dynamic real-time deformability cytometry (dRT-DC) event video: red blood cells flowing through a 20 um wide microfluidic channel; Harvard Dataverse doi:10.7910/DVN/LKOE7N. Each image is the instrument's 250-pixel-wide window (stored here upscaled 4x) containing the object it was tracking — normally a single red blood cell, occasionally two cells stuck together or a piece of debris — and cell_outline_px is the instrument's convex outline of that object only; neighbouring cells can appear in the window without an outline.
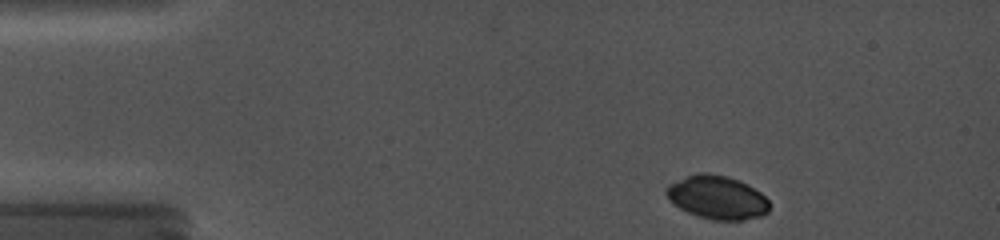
{"species": "common noctule bat (a hibernating species)", "species_latin": "Nyctalus noctula", "temperature_condition": "cold", "stored_images_in_passage": 82, "camera_frame_rate_fps": 5000, "um_per_image_px": 0.085, "animal": {"sex": "female", "body_mass_g": 19.0, "forearm_length_mm": 56.7}, "frame": {"image": 1, "passage_image": 2, "time_ms": 0.2, "image_size_px": [1000, 240], "cell_outline_px": [[768, 212], [760, 216], [744, 220], [712, 220], [696, 216], [680, 208], [664, 192], [668, 184], [688, 176], [700, 172], [708, 172], [728, 176], [740, 180], [748, 184], [760, 192], [768, 200]], "centroid_in_image_um": [60.97, 16.77], "position_along_channel_um": 24.0, "area_um2": 26.07}}
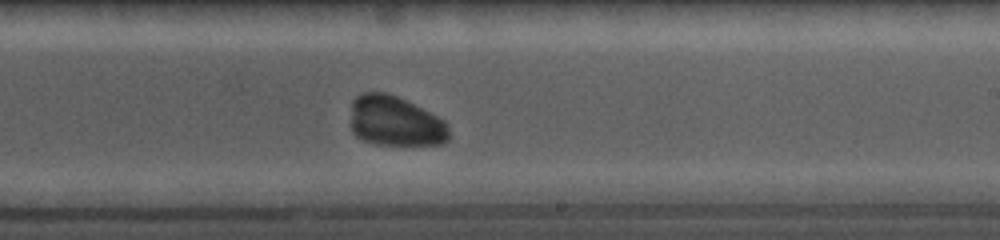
{"frame": {"image": 2, "passage_image": 53, "time_ms": 8.4, "image_size_px": [1000, 240], "cell_outline_px": [[448, 140], [444, 144], [412, 148], [376, 144], [364, 140], [356, 136], [352, 132], [348, 124], [352, 100], [356, 96], [364, 92], [384, 92], [396, 96], [444, 120], [448, 124]], "centroid_in_image_um": [33.57, 10.37], "position_along_channel_um": 255.4, "area_um2": 29.77}}
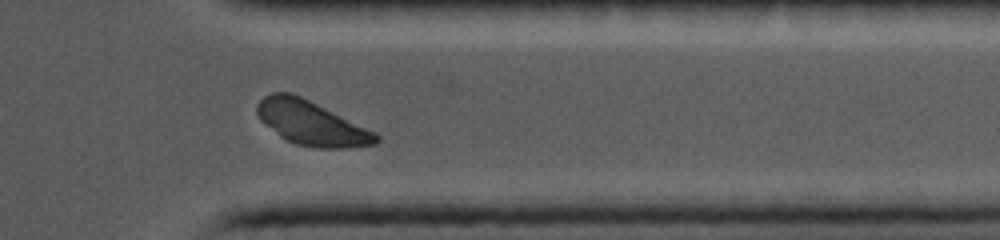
{"frame": {"image": 3, "passage_image": 75, "time_ms": 11.8, "image_size_px": [1000, 240], "cell_outline_px": [[380, 140], [376, 144], [344, 148], [316, 148], [296, 144], [280, 136], [260, 120], [256, 112], [256, 104], [264, 96], [272, 92], [292, 92], [376, 132], [380, 136]], "centroid_in_image_um": [26.46, 10.46], "position_along_channel_um": 384.9, "area_um2": 30.58}}